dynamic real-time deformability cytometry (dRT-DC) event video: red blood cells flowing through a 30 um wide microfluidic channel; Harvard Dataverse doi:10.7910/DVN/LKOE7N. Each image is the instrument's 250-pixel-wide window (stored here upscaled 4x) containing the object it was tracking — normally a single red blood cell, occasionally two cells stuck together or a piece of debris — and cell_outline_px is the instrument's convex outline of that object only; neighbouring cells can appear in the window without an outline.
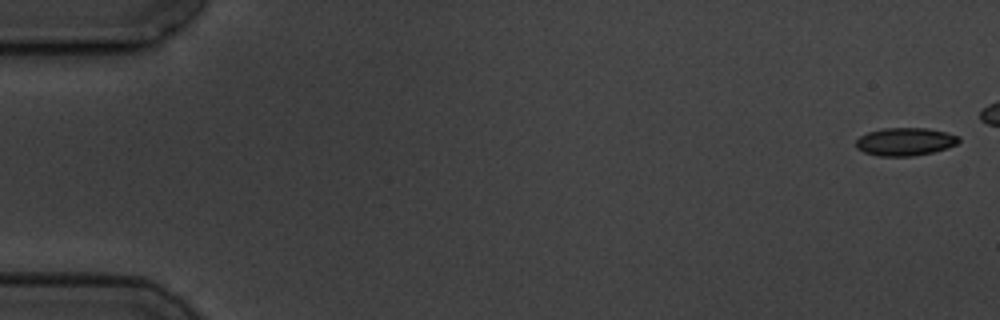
{"species": "common noctule bat (a hibernating species)", "species_latin": "Nyctalus noctula", "temperature_condition": "cold", "stored_images_in_passage": 6, "camera_frame_rate_fps": 3000, "um_per_image_px": 0.085, "animal": {"sex": "male", "body_mass_g": 19.5, "forearm_length_mm": 54.6}, "frame": {"image": 1, "passage_image": 1, "time_ms": 0.0, "image_size_px": [1000, 320], "cell_outline_px": [[960, 140], [956, 144], [948, 148], [932, 152], [912, 156], [880, 156], [864, 152], [856, 148], [856, 140], [860, 136], [868, 132], [884, 128], [928, 128], [948, 132], [960, 136]], "centroid_in_image_um": [76.96, 12.03], "position_along_channel_um": 8.0, "area_um2": 16.82}}